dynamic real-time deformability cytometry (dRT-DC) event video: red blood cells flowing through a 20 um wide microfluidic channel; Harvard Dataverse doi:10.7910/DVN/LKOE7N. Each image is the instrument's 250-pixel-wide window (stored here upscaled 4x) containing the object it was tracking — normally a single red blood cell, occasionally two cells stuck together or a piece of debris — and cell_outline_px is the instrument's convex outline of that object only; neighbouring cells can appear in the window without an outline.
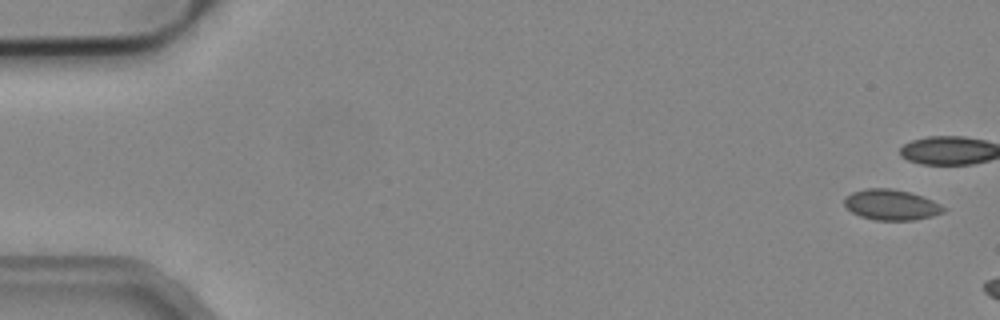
{"species": "common noctule bat (a hibernating species)", "species_latin": "Nyctalus noctula", "temperature_condition": "cold", "stored_images_in_passage": 6, "camera_frame_rate_fps": 3000, "um_per_image_px": 0.085, "animal": {"sex": "male", "body_mass_g": 19.2, "forearm_length_mm": 51.8}, "frame": {"image": 1, "passage_image": 1, "time_ms": 0.0, "image_size_px": [1000, 320], "cell_outline_px": [[948, 208], [944, 212], [932, 216], [912, 220], [876, 220], [860, 216], [852, 212], [844, 204], [844, 200], [852, 192], [864, 188], [892, 188], [908, 192], [932, 200]], "centroid_in_image_um": [75.77, 17.4], "position_along_channel_um": 9.2, "area_um2": 17.57}}